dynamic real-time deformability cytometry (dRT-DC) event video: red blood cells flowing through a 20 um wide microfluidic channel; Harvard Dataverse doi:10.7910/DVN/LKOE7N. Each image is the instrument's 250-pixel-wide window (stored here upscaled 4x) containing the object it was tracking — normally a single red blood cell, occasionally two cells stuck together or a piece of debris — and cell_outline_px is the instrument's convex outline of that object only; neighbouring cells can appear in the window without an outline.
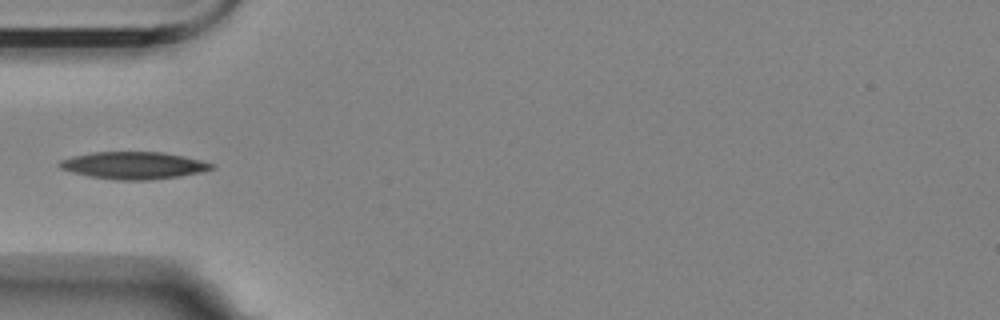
{"species": "Egyptian fruit bat (a non-hibernating species)", "species_latin": "Rousettus aegyptiacus", "temperature_condition": "room temperature", "stored_images_in_passage": 40, "camera_frame_rate_fps": 3000, "um_per_image_px": 0.085, "animal": {"sex": "female"}, "frame": {"image": 1, "passage_image": 1, "time_ms": 0.0, "image_size_px": [1000, 320], "cell_outline_px": [[216, 168], [200, 172], [180, 176], [148, 180], [120, 180], [92, 176], [72, 172], [60, 168], [56, 164], [60, 160], [72, 156], [92, 152], [164, 152], [184, 156], [216, 164]], "centroid_in_image_um": [11.38, 14.05], "position_along_channel_um": 73.6, "area_um2": 24.1}}
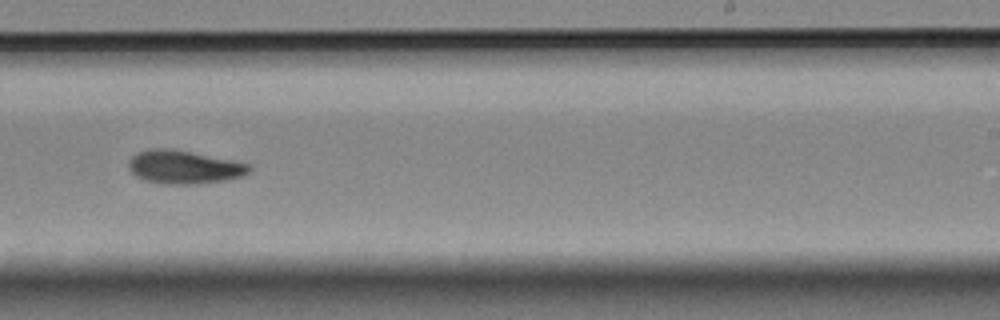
{"frame": {"image": 2, "passage_image": 18, "time_ms": 5.667, "image_size_px": [1000, 320], "cell_outline_px": [[252, 168], [244, 176], [224, 180], [188, 184], [172, 184], [144, 180], [136, 176], [128, 168], [128, 160], [136, 152], [156, 148], [168, 148], [232, 160], [252, 164]], "centroid_in_image_um": [15.63, 14.19], "position_along_channel_um": 273.4, "area_um2": 23.18}}
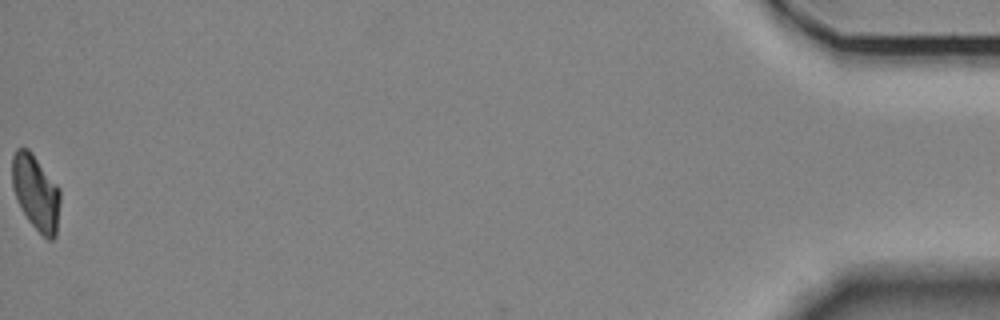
{"frame": {"image": 3, "passage_image": 40, "time_ms": 13.0, "image_size_px": [1000, 320], "cell_outline_px": [[60, 200], [56, 236], [52, 240], [48, 240], [28, 220], [12, 188], [12, 156], [16, 148], [28, 148], [32, 152], [60, 188]], "centroid_in_image_um": [3.06, 16.33], "position_along_channel_um": 432.1, "area_um2": 20.98}}